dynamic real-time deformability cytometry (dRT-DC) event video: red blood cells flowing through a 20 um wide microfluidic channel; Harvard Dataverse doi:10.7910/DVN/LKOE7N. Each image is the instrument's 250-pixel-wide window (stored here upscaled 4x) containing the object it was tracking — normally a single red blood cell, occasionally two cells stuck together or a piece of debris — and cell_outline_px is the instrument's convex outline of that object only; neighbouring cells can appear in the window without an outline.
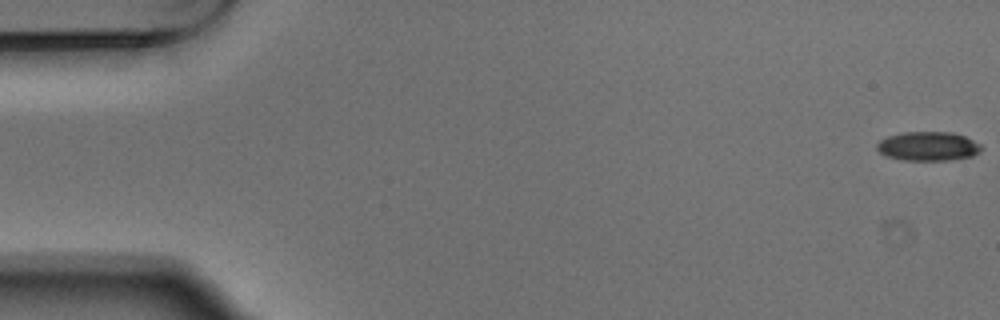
{"species": "Egyptian fruit bat (a non-hibernating species)", "species_latin": "Rousettus aegyptiacus", "temperature_condition": "warm", "stored_images_in_passage": 5, "camera_frame_rate_fps": 3000, "um_per_image_px": 0.085, "animal": {"sex": "male"}, "frame": {"image": 1, "passage_image": 1, "time_ms": 0.0, "image_size_px": [1000, 320], "cell_outline_px": [[984, 148], [980, 152], [972, 156], [952, 160], [904, 160], [884, 156], [876, 148], [876, 144], [880, 140], [888, 136], [904, 132], [952, 132], [964, 136], [980, 144]], "centroid_in_image_um": [78.89, 12.43], "position_along_channel_um": 6.1, "area_um2": 17.8}}
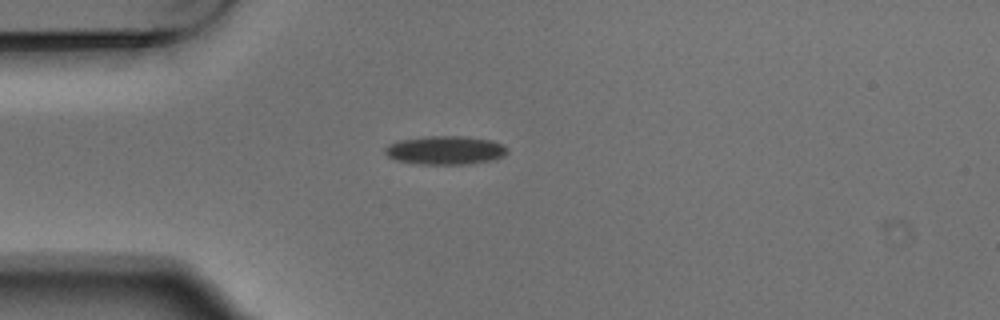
{"frame": {"image": 2, "passage_image": 5, "time_ms": 1.333, "image_size_px": [1000, 320], "cell_outline_px": [[508, 152], [504, 156], [492, 160], [468, 164], [416, 164], [396, 160], [388, 156], [384, 152], [384, 148], [388, 144], [400, 140], [428, 136], [464, 136], [492, 140], [508, 148]], "centroid_in_image_um": [37.85, 12.77], "position_along_channel_um": 47.2, "area_um2": 20.46}}